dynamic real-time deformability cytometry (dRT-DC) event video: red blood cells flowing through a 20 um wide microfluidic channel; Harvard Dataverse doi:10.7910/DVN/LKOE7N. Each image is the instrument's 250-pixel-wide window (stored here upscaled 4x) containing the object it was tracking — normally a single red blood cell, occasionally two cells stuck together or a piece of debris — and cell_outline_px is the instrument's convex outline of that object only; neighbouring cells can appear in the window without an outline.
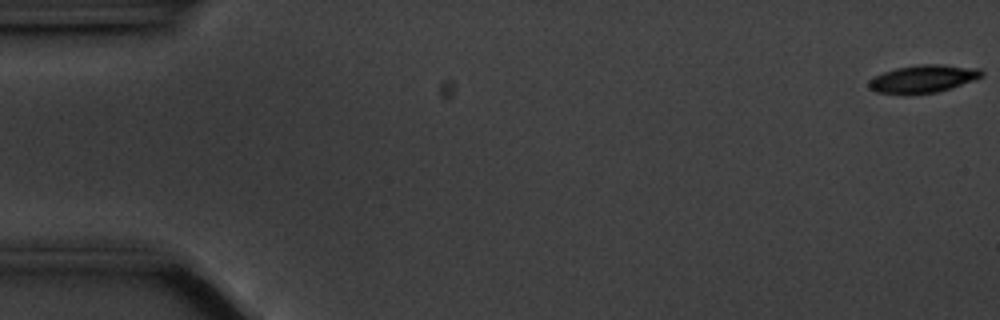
{"species": "common noctule bat (a hibernating species)", "species_latin": "Nyctalus noctula", "temperature_condition": "cold", "stored_images_in_passage": 57, "camera_frame_rate_fps": 3000, "um_per_image_px": 0.085, "animal": {"sex": "male", "body_mass_g": 20.1, "forearm_length_mm": 53.5}, "frame": {"image": 1, "passage_image": 1, "time_ms": 0.0, "image_size_px": [1000, 320], "cell_outline_px": [[984, 76], [952, 88], [936, 92], [876, 92], [868, 88], [868, 80], [884, 72], [896, 68], [916, 64], [940, 64], [980, 68], [984, 72]], "centroid_in_image_um": [78.52, 6.66], "position_along_channel_um": 6.5, "area_um2": 17.86}}
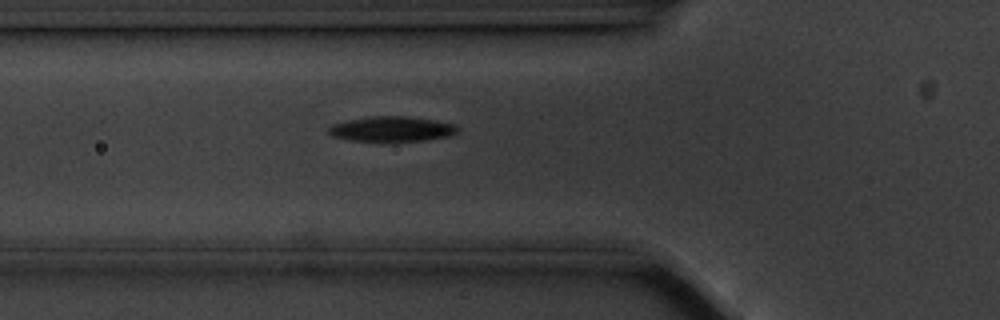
{"frame": {"image": 2, "passage_image": 20, "time_ms": 6.333, "image_size_px": [1000, 320], "cell_outline_px": [[460, 128], [452, 136], [424, 140], [348, 140], [332, 136], [328, 132], [328, 128], [332, 124], [348, 120], [372, 116], [404, 116], [436, 120], [456, 124]], "centroid_in_image_um": [33.34, 10.95], "position_along_channel_um": 92.5, "area_um2": 18.67}}
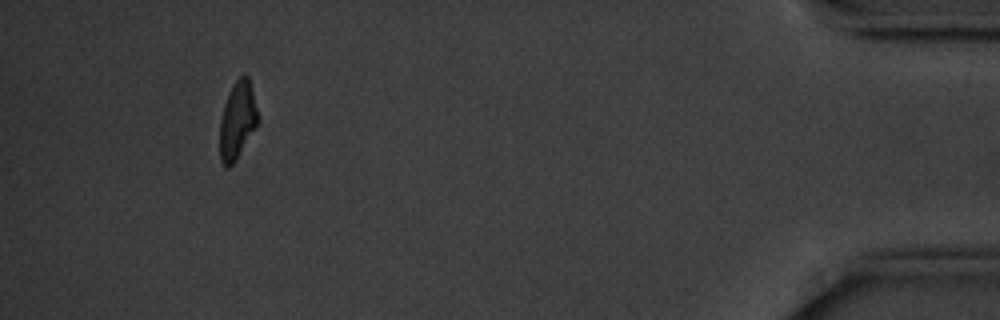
{"frame": {"image": 3, "passage_image": 53, "time_ms": 17.333, "image_size_px": [1000, 320], "cell_outline_px": [[260, 120], [256, 128], [236, 160], [228, 168], [220, 160], [220, 120], [224, 104], [232, 84], [244, 72], [248, 76]], "centroid_in_image_um": [20.19, 10.21], "position_along_channel_um": 415.0, "area_um2": 17.28}, "authors_computed_cell_mechanics": {"area_um2": 18.6694, "velocity_mm_per_s": 3.5352, "shape_relaxation_time_tau1_ms": 2.3876, "shape_relaxation_time_tau2_ms": null, "deformation_change_tau1": 0.1243, "deformation_change_tau2": null}}